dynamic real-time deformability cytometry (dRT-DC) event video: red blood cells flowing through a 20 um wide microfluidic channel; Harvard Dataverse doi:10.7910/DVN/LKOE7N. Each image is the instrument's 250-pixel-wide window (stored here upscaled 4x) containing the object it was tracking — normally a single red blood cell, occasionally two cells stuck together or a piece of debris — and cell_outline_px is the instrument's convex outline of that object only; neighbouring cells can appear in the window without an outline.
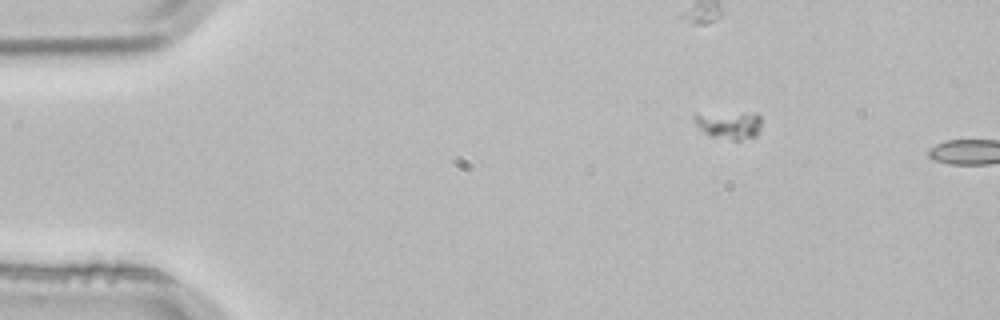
{"species": "common noctule bat (a hibernating species)", "species_latin": "Nyctalus noctula", "temperature_condition": "room temperature", "stored_images_in_passage": 2, "camera_frame_rate_fps": 3000, "um_per_image_px": 0.085, "animal": {"sex": "male", "body_mass_g": 21.5, "forearm_length_mm": 52.0}, "frame": {"image": 1, "passage_image": 1, "time_ms": 0.0, "image_size_px": [1000, 320], "cell_outline_px": [[760, 128], [756, 136], [740, 140], [732, 140], [712, 136], [700, 128], [696, 124], [692, 116], [756, 112], [760, 116]], "centroid_in_image_um": [62.07, 10.64], "position_along_channel_um": 22.9, "area_um2": 10.35}}